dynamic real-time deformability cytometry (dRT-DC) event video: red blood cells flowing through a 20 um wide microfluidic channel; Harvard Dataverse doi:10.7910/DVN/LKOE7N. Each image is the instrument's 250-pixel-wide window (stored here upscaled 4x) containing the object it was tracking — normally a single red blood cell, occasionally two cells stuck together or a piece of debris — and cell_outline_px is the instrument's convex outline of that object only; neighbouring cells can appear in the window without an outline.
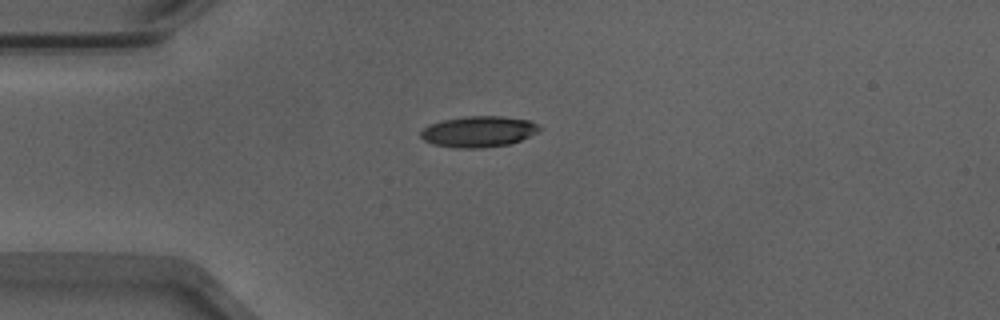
{"species": "Egyptian fruit bat (a non-hibernating species)", "species_latin": "Rousettus aegyptiacus", "temperature_condition": "warm", "stored_images_in_passage": 39, "camera_frame_rate_fps": 3000, "um_per_image_px": 0.085, "animal": {"sex": "male"}, "frame": {"image": 1, "passage_image": 1, "time_ms": 0.0, "image_size_px": [1000, 320], "cell_outline_px": [[540, 128], [536, 132], [520, 140], [508, 144], [480, 148], [460, 148], [432, 144], [424, 140], [420, 136], [420, 132], [428, 124], [444, 120], [464, 116], [500, 116], [528, 120], [536, 124]], "centroid_in_image_um": [40.62, 11.18], "position_along_channel_um": 44.4, "area_um2": 21.15}}
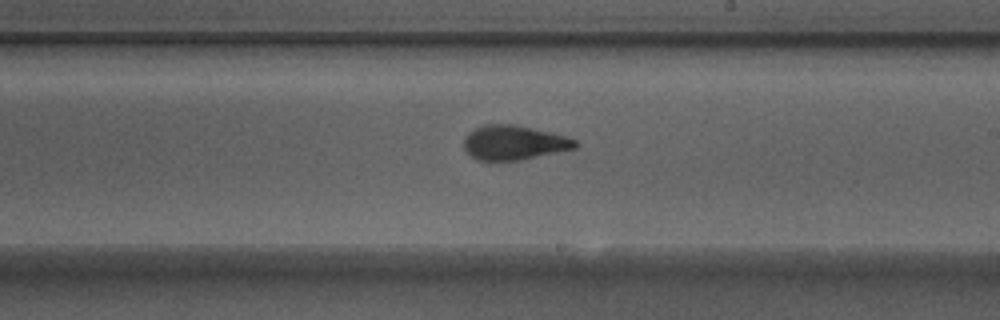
{"frame": {"image": 2, "passage_image": 18, "time_ms": 5.667, "image_size_px": [1000, 320], "cell_outline_px": [[580, 144], [576, 148], [516, 160], [476, 160], [464, 148], [464, 140], [468, 132], [484, 124], [516, 124], [564, 136], [576, 140]], "centroid_in_image_um": [43.66, 12.11], "position_along_channel_um": 245.3, "area_um2": 22.02}}
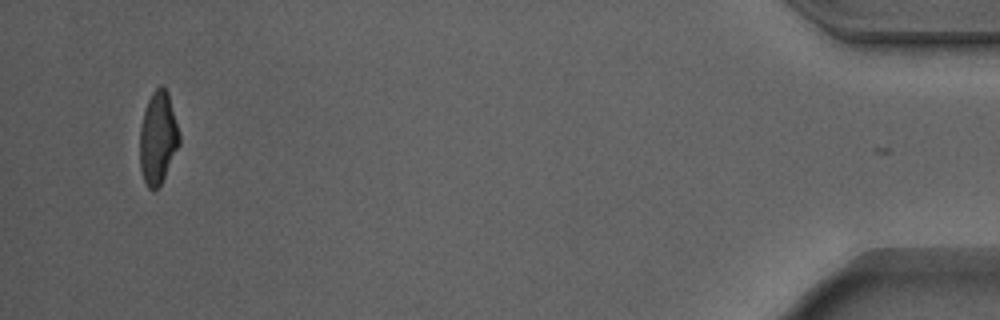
{"frame": {"image": 3, "passage_image": 38, "time_ms": 12.333, "image_size_px": [1000, 320], "cell_outline_px": [[180, 144], [160, 184], [152, 192], [148, 188], [144, 180], [140, 168], [140, 128], [144, 112], [148, 100], [152, 92], [160, 84], [168, 92], [180, 136]], "centroid_in_image_um": [13.42, 11.72], "position_along_channel_um": 421.8, "area_um2": 21.04}}